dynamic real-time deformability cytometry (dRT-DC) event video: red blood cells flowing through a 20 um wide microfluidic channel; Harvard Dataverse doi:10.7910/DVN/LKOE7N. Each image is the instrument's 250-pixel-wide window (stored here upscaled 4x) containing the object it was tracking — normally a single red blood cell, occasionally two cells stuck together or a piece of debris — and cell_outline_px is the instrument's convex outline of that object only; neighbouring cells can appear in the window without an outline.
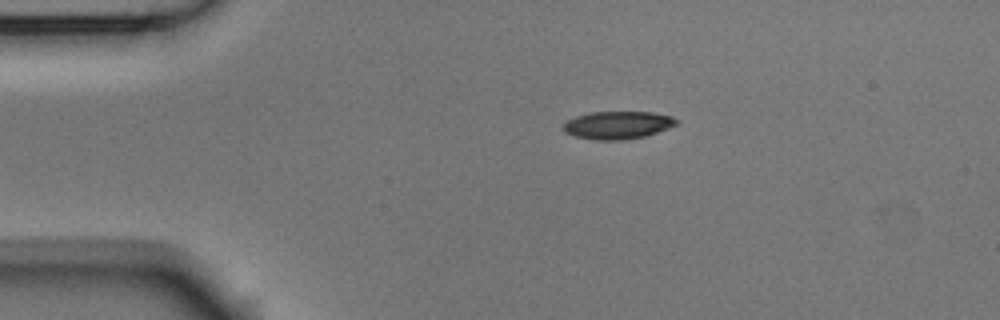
{"species": "Egyptian fruit bat (a non-hibernating species)", "species_latin": "Rousettus aegyptiacus", "temperature_condition": "room temperature", "stored_images_in_passage": 3, "camera_frame_rate_fps": 3000, "um_per_image_px": 0.085, "animal": {"sex": "male"}, "frame": {"image": 1, "passage_image": 1, "time_ms": 0.0, "image_size_px": [1000, 320], "cell_outline_px": [[680, 124], [644, 136], [620, 140], [596, 140], [576, 136], [564, 132], [564, 124], [568, 120], [576, 116], [592, 112], [652, 112], [672, 116], [680, 120]], "centroid_in_image_um": [52.55, 10.62], "position_along_channel_um": 32.4, "area_um2": 18.21}}
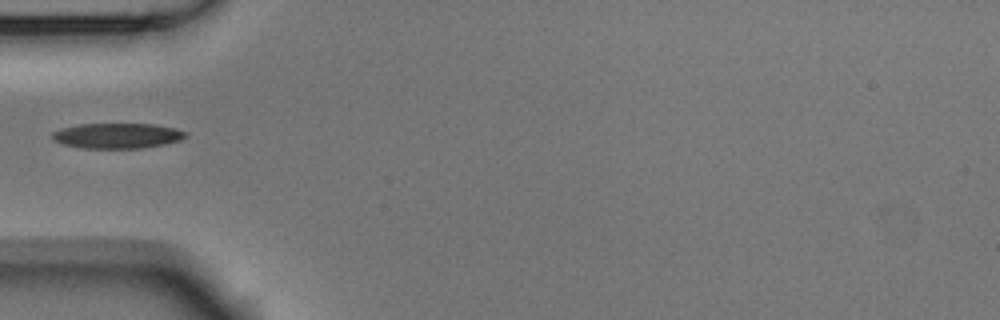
{"frame": {"image": 2, "passage_image": 3, "time_ms": 0.667, "image_size_px": [1000, 320], "cell_outline_px": [[188, 136], [180, 140], [164, 144], [144, 148], [84, 148], [64, 144], [52, 140], [52, 132], [60, 128], [80, 124], [152, 124], [176, 128], [184, 132]], "centroid_in_image_um": [9.95, 11.53], "position_along_channel_um": 75.0, "area_um2": 19.59}}